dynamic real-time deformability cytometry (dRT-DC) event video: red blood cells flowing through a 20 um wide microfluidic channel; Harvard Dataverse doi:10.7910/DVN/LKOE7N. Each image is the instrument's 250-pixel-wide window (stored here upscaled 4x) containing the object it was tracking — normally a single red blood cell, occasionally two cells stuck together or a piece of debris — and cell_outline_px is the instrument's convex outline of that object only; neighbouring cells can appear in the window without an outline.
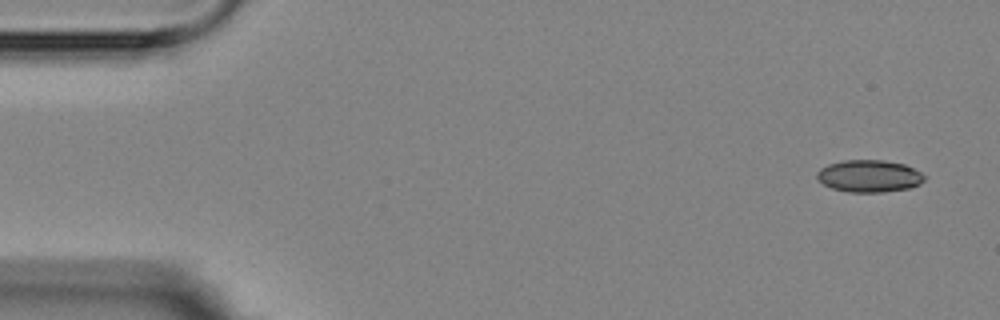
{"species": "Egyptian fruit bat (a non-hibernating species)", "species_latin": "Rousettus aegyptiacus", "temperature_condition": "room temperature", "stored_images_in_passage": 4, "camera_frame_rate_fps": 3000, "um_per_image_px": 0.085, "animal": {"sex": "female"}, "frame": {"image": 1, "passage_image": 1, "time_ms": 0.0, "image_size_px": [1000, 320], "cell_outline_px": [[924, 180], [920, 184], [908, 188], [884, 192], [848, 192], [832, 188], [824, 184], [816, 176], [816, 172], [820, 168], [828, 164], [844, 160], [884, 160], [904, 164], [920, 172], [924, 176]], "centroid_in_image_um": [73.86, 14.96], "position_along_channel_um": 11.1, "area_um2": 20.06}}
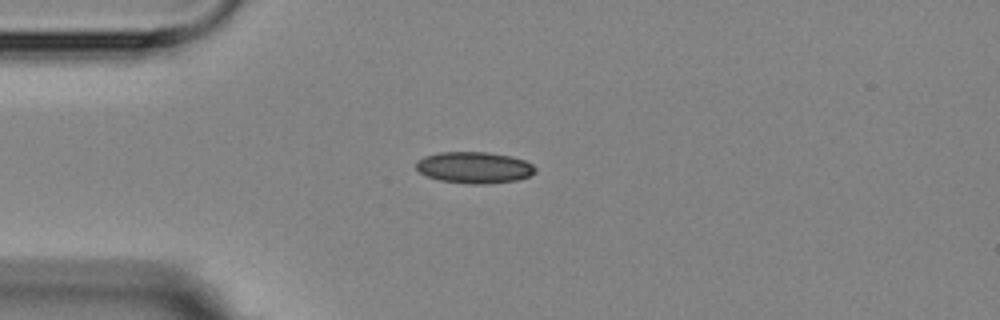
{"frame": {"image": 2, "passage_image": 4, "time_ms": 3.667, "image_size_px": [1000, 320], "cell_outline_px": [[536, 172], [528, 176], [516, 180], [484, 184], [468, 184], [440, 180], [428, 176], [420, 172], [416, 168], [416, 160], [424, 156], [440, 152], [488, 152], [512, 156], [524, 160], [532, 164], [536, 168]], "centroid_in_image_um": [40.31, 14.23], "position_along_channel_um": 44.7, "area_um2": 21.85}}